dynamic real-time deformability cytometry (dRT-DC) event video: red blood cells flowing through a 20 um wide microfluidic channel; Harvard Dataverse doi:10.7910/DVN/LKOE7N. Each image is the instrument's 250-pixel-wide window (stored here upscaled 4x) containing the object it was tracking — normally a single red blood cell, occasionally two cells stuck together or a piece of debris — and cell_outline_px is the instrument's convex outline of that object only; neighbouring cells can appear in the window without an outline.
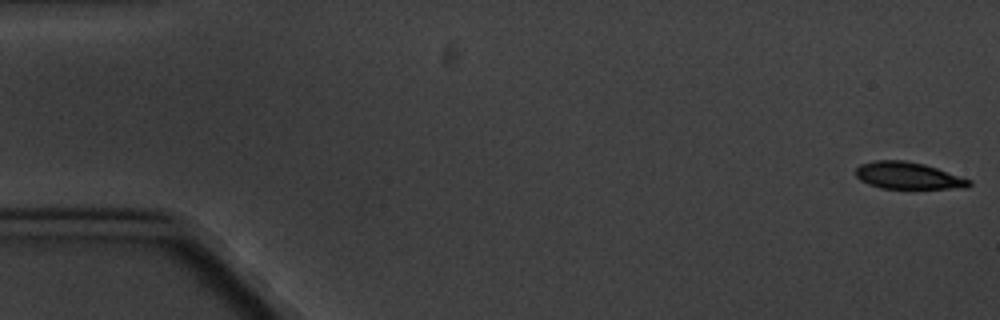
{"species": "common noctule bat (a hibernating species)", "species_latin": "Nyctalus noctula", "temperature_condition": "cold", "stored_images_in_passage": 6, "camera_frame_rate_fps": 3000, "um_per_image_px": 0.085, "animal": {"sex": "male", "body_mass_g": 20.1, "forearm_length_mm": 53.5}, "frame": {"image": 1, "passage_image": 1, "time_ms": 0.0, "image_size_px": [1000, 320], "cell_outline_px": [[972, 184], [968, 188], [880, 188], [868, 184], [860, 180], [856, 176], [856, 168], [860, 164], [876, 160], [904, 160], [924, 164], [972, 180]], "centroid_in_image_um": [77.18, 14.93], "position_along_channel_um": 7.8, "area_um2": 17.74}}